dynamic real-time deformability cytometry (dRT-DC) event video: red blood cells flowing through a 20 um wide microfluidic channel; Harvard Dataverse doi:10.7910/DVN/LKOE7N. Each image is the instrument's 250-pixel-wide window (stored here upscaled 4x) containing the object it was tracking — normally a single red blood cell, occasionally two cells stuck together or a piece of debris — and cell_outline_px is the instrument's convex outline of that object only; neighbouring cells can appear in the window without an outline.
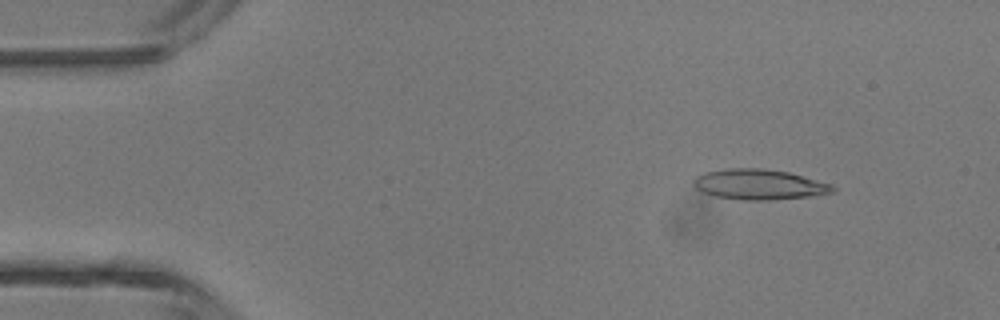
{"species": "common noctule bat (a hibernating species)", "species_latin": "Nyctalus noctula", "temperature_condition": "room temperature", "stored_images_in_passage": 45, "camera_frame_rate_fps": 3000, "um_per_image_px": 0.085, "animal": {"sex": "male", "body_mass_g": 13.3}, "frame": {"image": 1, "passage_image": 5, "time_ms": 1.333, "image_size_px": [1000, 320], "cell_outline_px": [[836, 188], [832, 192], [816, 196], [768, 200], [740, 200], [716, 196], [704, 192], [696, 188], [692, 184], [692, 180], [696, 176], [704, 172], [728, 168], [760, 168], [788, 172], [832, 184]], "centroid_in_image_um": [64.52, 15.68], "position_along_channel_um": 20.5, "area_um2": 24.68}}
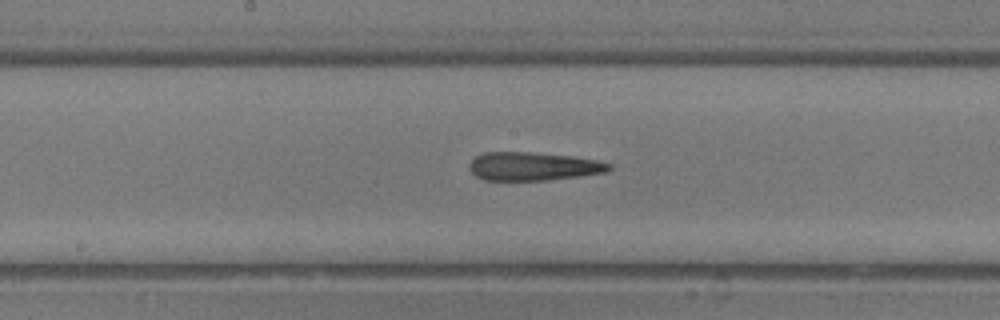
{"frame": {"image": 2, "passage_image": 23, "time_ms": 7.333, "image_size_px": [1000, 320], "cell_outline_px": [[612, 168], [608, 172], [580, 176], [548, 180], [484, 180], [476, 176], [468, 168], [468, 164], [476, 156], [484, 152], [532, 152], [572, 156], [596, 160], [612, 164]], "centroid_in_image_um": [45.33, 14.14], "position_along_channel_um": 202.9, "area_um2": 23.24}}
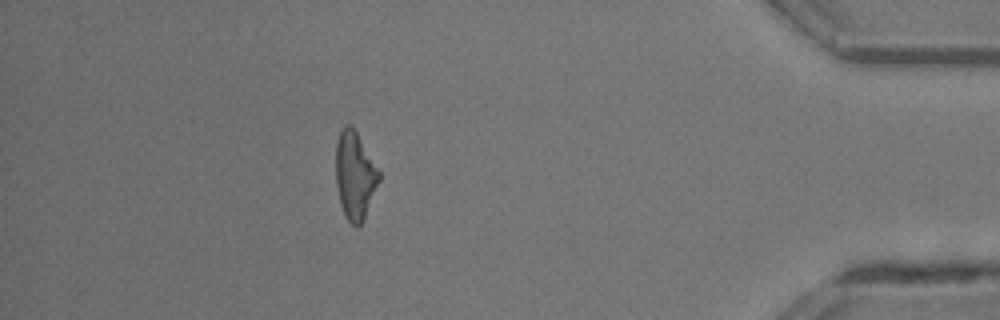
{"frame": {"image": 3, "passage_image": 40, "time_ms": 13.0, "image_size_px": [1000, 320], "cell_outline_px": [[380, 180], [364, 220], [360, 228], [356, 228], [344, 216], [340, 204], [336, 184], [336, 144], [340, 132], [344, 124], [352, 124], [380, 172]], "centroid_in_image_um": [30.16, 14.95], "position_along_channel_um": 405.0, "area_um2": 22.31}, "authors_computed_cell_mechanics": {"area_um2": 23.5246, "velocity_mm_per_s": 4.4651, "shape_relaxation_time_tau1_ms": null, "shape_relaxation_time_tau2_ms": 3.0371, "deformation_change_tau1": null, "deformation_change_tau2": 0.178}}